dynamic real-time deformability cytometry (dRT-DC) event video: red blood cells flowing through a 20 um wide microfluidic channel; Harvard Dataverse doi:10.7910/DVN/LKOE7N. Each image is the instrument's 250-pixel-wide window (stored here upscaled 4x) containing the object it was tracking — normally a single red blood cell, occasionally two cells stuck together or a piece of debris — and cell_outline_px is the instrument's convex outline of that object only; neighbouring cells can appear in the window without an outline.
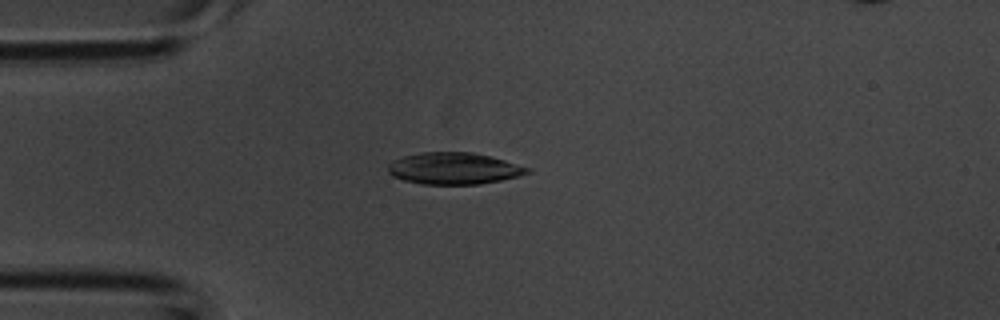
{"species": "common noctule bat (a hibernating species)", "species_latin": "Nyctalus noctula", "temperature_condition": "room temperature", "stored_images_in_passage": 3, "camera_frame_rate_fps": 3000, "um_per_image_px": 0.085, "animal": {"sex": "male", "body_mass_g": 20.1, "forearm_length_mm": 53.5}, "frame": {"image": 1, "passage_image": 3, "time_ms": 0.667, "image_size_px": [1000, 320], "cell_outline_px": [[532, 172], [500, 180], [480, 184], [420, 184], [404, 180], [392, 176], [388, 172], [388, 164], [392, 160], [404, 156], [420, 152], [472, 152], [504, 160], [528, 168]], "centroid_in_image_um": [38.52, 14.31], "position_along_channel_um": 46.5, "area_um2": 25.55}}